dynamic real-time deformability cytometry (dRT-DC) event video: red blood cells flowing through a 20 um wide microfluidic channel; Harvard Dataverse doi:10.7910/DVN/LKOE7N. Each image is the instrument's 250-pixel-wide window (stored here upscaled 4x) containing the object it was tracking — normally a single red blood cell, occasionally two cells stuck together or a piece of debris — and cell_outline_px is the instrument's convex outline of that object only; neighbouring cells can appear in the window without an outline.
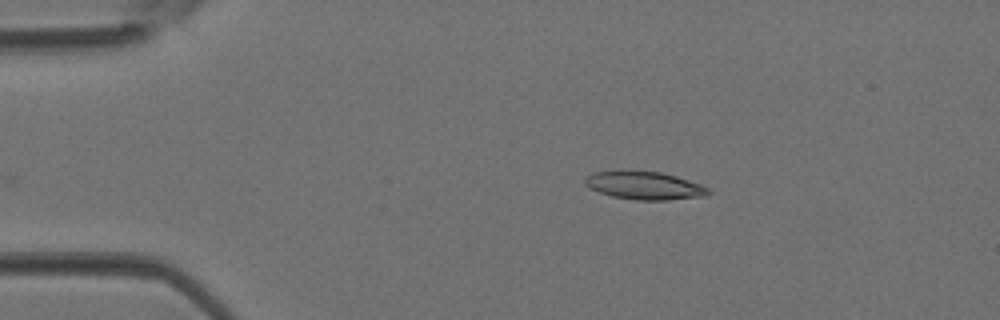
{"species": "Egyptian fruit bat (a non-hibernating species)", "species_latin": "Rousettus aegyptiacus", "temperature_condition": "room temperature", "stored_images_in_passage": 3, "camera_frame_rate_fps": 3000, "um_per_image_px": 0.085, "animal": {"sex": "female"}, "frame": {"image": 1, "passage_image": 3, "time_ms": 0.667, "image_size_px": [1000, 320], "cell_outline_px": [[712, 192], [704, 196], [668, 200], [636, 200], [612, 196], [588, 188], [584, 184], [584, 180], [592, 172], [660, 172], [676, 176], [700, 184], [708, 188]], "centroid_in_image_um": [54.79, 15.79], "position_along_channel_um": 30.2, "area_um2": 19.71}}